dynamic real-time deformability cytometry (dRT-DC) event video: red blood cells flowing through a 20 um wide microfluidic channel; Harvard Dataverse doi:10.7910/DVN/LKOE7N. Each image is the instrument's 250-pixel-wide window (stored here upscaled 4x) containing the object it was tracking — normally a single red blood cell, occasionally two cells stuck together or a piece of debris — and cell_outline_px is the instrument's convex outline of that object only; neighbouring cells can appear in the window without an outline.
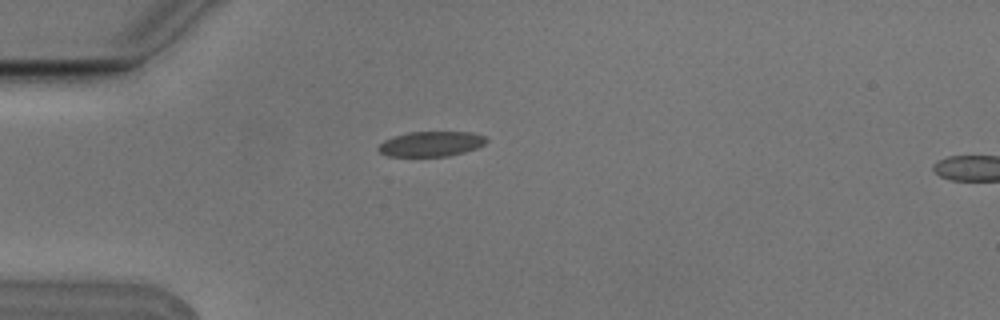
{"species": "Egyptian fruit bat (a non-hibernating species)", "species_latin": "Rousettus aegyptiacus", "temperature_condition": "cold", "stored_images_in_passage": 3, "segment_of_instrument_passage": [1, 2], "camera_frame_rate_fps": 3000, "um_per_image_px": 0.085, "animal": {"sex": "male"}, "frame": {"image": 1, "passage_image": 2, "time_ms": 0.333, "image_size_px": [1000, 320], "cell_outline_px": [[488, 140], [484, 144], [476, 148], [464, 152], [448, 156], [388, 156], [380, 152], [376, 148], [384, 140], [408, 132], [468, 132], [484, 136]], "centroid_in_image_um": [36.63, 12.23], "position_along_channel_um": 48.4, "area_um2": 15.61}}